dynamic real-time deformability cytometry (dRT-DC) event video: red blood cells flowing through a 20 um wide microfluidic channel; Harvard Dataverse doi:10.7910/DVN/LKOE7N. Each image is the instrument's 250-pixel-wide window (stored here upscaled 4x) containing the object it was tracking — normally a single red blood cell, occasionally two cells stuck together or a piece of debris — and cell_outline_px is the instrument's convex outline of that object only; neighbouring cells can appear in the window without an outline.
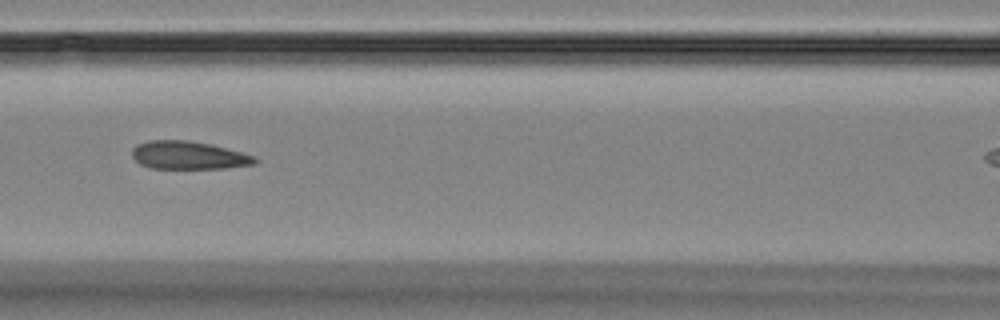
{"species": "Egyptian fruit bat (a non-hibernating species)", "species_latin": "Rousettus aegyptiacus", "temperature_condition": "room temperature", "stored_images_in_passage": 8, "segment_of_instrument_passage": [1, 2], "camera_frame_rate_fps": 3000, "um_per_image_px": 0.085, "animal": {"sex": "female"}, "frame": {"image": 1, "passage_image": 3, "time_ms": 2.333, "image_size_px": [1000, 320], "cell_outline_px": [[260, 160], [256, 164], [224, 168], [152, 168], [140, 164], [132, 156], [132, 148], [136, 144], [148, 140], [188, 140], [212, 144], [240, 152], [252, 156]], "centroid_in_image_um": [16.0, 13.19], "position_along_channel_um": 150.6, "area_um2": 20.06}}
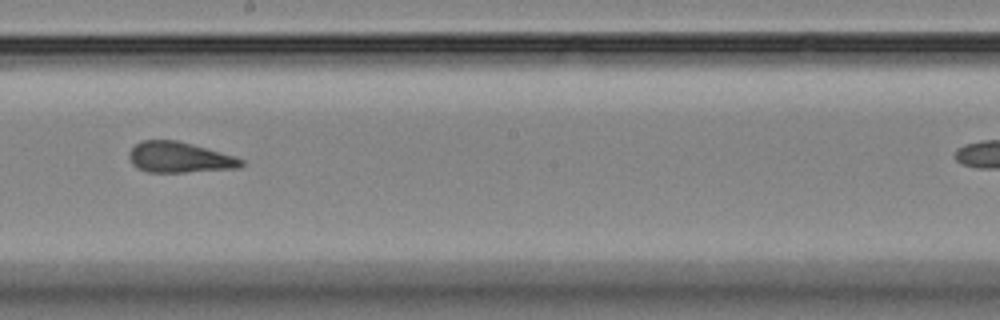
{"frame": {"image": 2, "passage_image": 5, "time_ms": 4.667, "image_size_px": [1000, 320], "cell_outline_px": [[244, 164], [240, 168], [184, 172], [148, 172], [136, 168], [132, 164], [128, 156], [128, 152], [140, 140], [176, 140], [192, 144], [232, 156], [244, 160]], "centroid_in_image_um": [15.2, 13.38], "position_along_channel_um": 233.0, "area_um2": 19.94}}
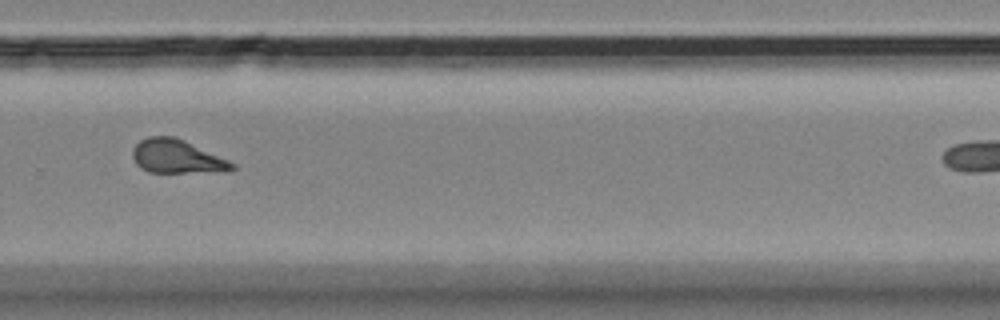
{"frame": {"image": 3, "passage_image": 7, "time_ms": 7.0, "image_size_px": [1000, 320], "cell_outline_px": [[236, 168], [184, 172], [148, 172], [140, 168], [136, 164], [132, 156], [132, 148], [140, 140], [148, 136], [176, 136], [228, 160], [236, 164]], "centroid_in_image_um": [14.92, 13.27], "position_along_channel_um": 314.9, "area_um2": 19.07}}